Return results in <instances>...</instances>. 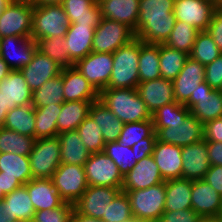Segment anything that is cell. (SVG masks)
<instances>
[{"mask_svg":"<svg viewBox=\"0 0 222 222\" xmlns=\"http://www.w3.org/2000/svg\"><path fill=\"white\" fill-rule=\"evenodd\" d=\"M35 108V138H53L58 135L57 119L62 104L46 105Z\"/></svg>","mask_w":222,"mask_h":222,"instance_id":"36","label":"cell"},{"mask_svg":"<svg viewBox=\"0 0 222 222\" xmlns=\"http://www.w3.org/2000/svg\"><path fill=\"white\" fill-rule=\"evenodd\" d=\"M99 99L124 124L151 119V113L137 89L106 87L99 93Z\"/></svg>","mask_w":222,"mask_h":222,"instance_id":"2","label":"cell"},{"mask_svg":"<svg viewBox=\"0 0 222 222\" xmlns=\"http://www.w3.org/2000/svg\"><path fill=\"white\" fill-rule=\"evenodd\" d=\"M175 0H140L135 37L144 43L164 44L175 26Z\"/></svg>","mask_w":222,"mask_h":222,"instance_id":"1","label":"cell"},{"mask_svg":"<svg viewBox=\"0 0 222 222\" xmlns=\"http://www.w3.org/2000/svg\"><path fill=\"white\" fill-rule=\"evenodd\" d=\"M94 101H64L57 119L58 134L77 130L80 123L89 115Z\"/></svg>","mask_w":222,"mask_h":222,"instance_id":"33","label":"cell"},{"mask_svg":"<svg viewBox=\"0 0 222 222\" xmlns=\"http://www.w3.org/2000/svg\"><path fill=\"white\" fill-rule=\"evenodd\" d=\"M36 50L37 44L31 37L10 36L0 38V57L11 70H20L27 66Z\"/></svg>","mask_w":222,"mask_h":222,"instance_id":"18","label":"cell"},{"mask_svg":"<svg viewBox=\"0 0 222 222\" xmlns=\"http://www.w3.org/2000/svg\"><path fill=\"white\" fill-rule=\"evenodd\" d=\"M34 4L31 1L12 0L0 15V38L31 37Z\"/></svg>","mask_w":222,"mask_h":222,"instance_id":"7","label":"cell"},{"mask_svg":"<svg viewBox=\"0 0 222 222\" xmlns=\"http://www.w3.org/2000/svg\"><path fill=\"white\" fill-rule=\"evenodd\" d=\"M157 140L184 147L204 139V124L193 114L185 120L174 122H153Z\"/></svg>","mask_w":222,"mask_h":222,"instance_id":"5","label":"cell"},{"mask_svg":"<svg viewBox=\"0 0 222 222\" xmlns=\"http://www.w3.org/2000/svg\"><path fill=\"white\" fill-rule=\"evenodd\" d=\"M0 172L3 176L16 177L23 185L33 179L29 156L0 153Z\"/></svg>","mask_w":222,"mask_h":222,"instance_id":"38","label":"cell"},{"mask_svg":"<svg viewBox=\"0 0 222 222\" xmlns=\"http://www.w3.org/2000/svg\"><path fill=\"white\" fill-rule=\"evenodd\" d=\"M74 66L100 93L109 83L113 68L112 53L90 52L86 57L77 61Z\"/></svg>","mask_w":222,"mask_h":222,"instance_id":"15","label":"cell"},{"mask_svg":"<svg viewBox=\"0 0 222 222\" xmlns=\"http://www.w3.org/2000/svg\"><path fill=\"white\" fill-rule=\"evenodd\" d=\"M12 222H29V221H26V220H14Z\"/></svg>","mask_w":222,"mask_h":222,"instance_id":"67","label":"cell"},{"mask_svg":"<svg viewBox=\"0 0 222 222\" xmlns=\"http://www.w3.org/2000/svg\"><path fill=\"white\" fill-rule=\"evenodd\" d=\"M205 81V66L188 57L178 76L172 81L175 101L185 104L191 93Z\"/></svg>","mask_w":222,"mask_h":222,"instance_id":"19","label":"cell"},{"mask_svg":"<svg viewBox=\"0 0 222 222\" xmlns=\"http://www.w3.org/2000/svg\"><path fill=\"white\" fill-rule=\"evenodd\" d=\"M74 206L64 202L55 209L36 211L33 220L36 222H71Z\"/></svg>","mask_w":222,"mask_h":222,"instance_id":"50","label":"cell"},{"mask_svg":"<svg viewBox=\"0 0 222 222\" xmlns=\"http://www.w3.org/2000/svg\"><path fill=\"white\" fill-rule=\"evenodd\" d=\"M204 140L206 142H222V117L204 124Z\"/></svg>","mask_w":222,"mask_h":222,"instance_id":"55","label":"cell"},{"mask_svg":"<svg viewBox=\"0 0 222 222\" xmlns=\"http://www.w3.org/2000/svg\"><path fill=\"white\" fill-rule=\"evenodd\" d=\"M21 186L23 184L16 177L3 176V173L0 172V200Z\"/></svg>","mask_w":222,"mask_h":222,"instance_id":"57","label":"cell"},{"mask_svg":"<svg viewBox=\"0 0 222 222\" xmlns=\"http://www.w3.org/2000/svg\"><path fill=\"white\" fill-rule=\"evenodd\" d=\"M61 5L70 23L96 28L102 20L97 0H63Z\"/></svg>","mask_w":222,"mask_h":222,"instance_id":"29","label":"cell"},{"mask_svg":"<svg viewBox=\"0 0 222 222\" xmlns=\"http://www.w3.org/2000/svg\"><path fill=\"white\" fill-rule=\"evenodd\" d=\"M3 204L7 207V215L12 221H29L34 217L35 209L24 185L5 195Z\"/></svg>","mask_w":222,"mask_h":222,"instance_id":"34","label":"cell"},{"mask_svg":"<svg viewBox=\"0 0 222 222\" xmlns=\"http://www.w3.org/2000/svg\"><path fill=\"white\" fill-rule=\"evenodd\" d=\"M201 123L222 117V91L212 89L205 81L184 104Z\"/></svg>","mask_w":222,"mask_h":222,"instance_id":"13","label":"cell"},{"mask_svg":"<svg viewBox=\"0 0 222 222\" xmlns=\"http://www.w3.org/2000/svg\"><path fill=\"white\" fill-rule=\"evenodd\" d=\"M221 54L222 52L216 46L212 37L206 33V31H201L197 34L189 57L206 66L213 62Z\"/></svg>","mask_w":222,"mask_h":222,"instance_id":"44","label":"cell"},{"mask_svg":"<svg viewBox=\"0 0 222 222\" xmlns=\"http://www.w3.org/2000/svg\"><path fill=\"white\" fill-rule=\"evenodd\" d=\"M10 71L11 69L8 64L0 57V81L5 78Z\"/></svg>","mask_w":222,"mask_h":222,"instance_id":"60","label":"cell"},{"mask_svg":"<svg viewBox=\"0 0 222 222\" xmlns=\"http://www.w3.org/2000/svg\"><path fill=\"white\" fill-rule=\"evenodd\" d=\"M102 18L118 21L137 32L140 0H97Z\"/></svg>","mask_w":222,"mask_h":222,"instance_id":"26","label":"cell"},{"mask_svg":"<svg viewBox=\"0 0 222 222\" xmlns=\"http://www.w3.org/2000/svg\"><path fill=\"white\" fill-rule=\"evenodd\" d=\"M63 0H35L34 5H56L62 4Z\"/></svg>","mask_w":222,"mask_h":222,"instance_id":"62","label":"cell"},{"mask_svg":"<svg viewBox=\"0 0 222 222\" xmlns=\"http://www.w3.org/2000/svg\"><path fill=\"white\" fill-rule=\"evenodd\" d=\"M159 69L162 78L173 81L184 66L189 57L183 51L172 49L165 44H159Z\"/></svg>","mask_w":222,"mask_h":222,"instance_id":"39","label":"cell"},{"mask_svg":"<svg viewBox=\"0 0 222 222\" xmlns=\"http://www.w3.org/2000/svg\"><path fill=\"white\" fill-rule=\"evenodd\" d=\"M215 1L216 3H218L220 6H222V0H213Z\"/></svg>","mask_w":222,"mask_h":222,"instance_id":"66","label":"cell"},{"mask_svg":"<svg viewBox=\"0 0 222 222\" xmlns=\"http://www.w3.org/2000/svg\"><path fill=\"white\" fill-rule=\"evenodd\" d=\"M219 6L213 0H175L173 13L176 21L191 24L201 32L206 31Z\"/></svg>","mask_w":222,"mask_h":222,"instance_id":"14","label":"cell"},{"mask_svg":"<svg viewBox=\"0 0 222 222\" xmlns=\"http://www.w3.org/2000/svg\"><path fill=\"white\" fill-rule=\"evenodd\" d=\"M70 21L61 4L34 5L31 38L65 37Z\"/></svg>","mask_w":222,"mask_h":222,"instance_id":"4","label":"cell"},{"mask_svg":"<svg viewBox=\"0 0 222 222\" xmlns=\"http://www.w3.org/2000/svg\"><path fill=\"white\" fill-rule=\"evenodd\" d=\"M27 188L35 212L55 209L65 201L54 187L52 179H32L24 185Z\"/></svg>","mask_w":222,"mask_h":222,"instance_id":"27","label":"cell"},{"mask_svg":"<svg viewBox=\"0 0 222 222\" xmlns=\"http://www.w3.org/2000/svg\"><path fill=\"white\" fill-rule=\"evenodd\" d=\"M64 102L62 71L56 77L47 80L37 90L32 92L31 105L44 107L48 104H62Z\"/></svg>","mask_w":222,"mask_h":222,"instance_id":"40","label":"cell"},{"mask_svg":"<svg viewBox=\"0 0 222 222\" xmlns=\"http://www.w3.org/2000/svg\"><path fill=\"white\" fill-rule=\"evenodd\" d=\"M190 110L182 103L173 102L159 107L151 114L152 122H174L185 120Z\"/></svg>","mask_w":222,"mask_h":222,"instance_id":"49","label":"cell"},{"mask_svg":"<svg viewBox=\"0 0 222 222\" xmlns=\"http://www.w3.org/2000/svg\"><path fill=\"white\" fill-rule=\"evenodd\" d=\"M103 152L113 160L123 176L137 163L132 147L120 144L118 141L106 143Z\"/></svg>","mask_w":222,"mask_h":222,"instance_id":"45","label":"cell"},{"mask_svg":"<svg viewBox=\"0 0 222 222\" xmlns=\"http://www.w3.org/2000/svg\"><path fill=\"white\" fill-rule=\"evenodd\" d=\"M12 2V0H0V15L2 11Z\"/></svg>","mask_w":222,"mask_h":222,"instance_id":"63","label":"cell"},{"mask_svg":"<svg viewBox=\"0 0 222 222\" xmlns=\"http://www.w3.org/2000/svg\"><path fill=\"white\" fill-rule=\"evenodd\" d=\"M203 222H222V220H204Z\"/></svg>","mask_w":222,"mask_h":222,"instance_id":"65","label":"cell"},{"mask_svg":"<svg viewBox=\"0 0 222 222\" xmlns=\"http://www.w3.org/2000/svg\"><path fill=\"white\" fill-rule=\"evenodd\" d=\"M126 192L135 222L160 219L166 200L165 182L145 189Z\"/></svg>","mask_w":222,"mask_h":222,"instance_id":"6","label":"cell"},{"mask_svg":"<svg viewBox=\"0 0 222 222\" xmlns=\"http://www.w3.org/2000/svg\"><path fill=\"white\" fill-rule=\"evenodd\" d=\"M51 179L60 197L71 204L81 198L88 188L85 169L81 165L61 163Z\"/></svg>","mask_w":222,"mask_h":222,"instance_id":"11","label":"cell"},{"mask_svg":"<svg viewBox=\"0 0 222 222\" xmlns=\"http://www.w3.org/2000/svg\"><path fill=\"white\" fill-rule=\"evenodd\" d=\"M140 41L139 38L135 37L112 53L113 68L108 88L137 89L140 82L138 72Z\"/></svg>","mask_w":222,"mask_h":222,"instance_id":"3","label":"cell"},{"mask_svg":"<svg viewBox=\"0 0 222 222\" xmlns=\"http://www.w3.org/2000/svg\"><path fill=\"white\" fill-rule=\"evenodd\" d=\"M4 128L25 136L35 137V108L32 105L16 106L9 110Z\"/></svg>","mask_w":222,"mask_h":222,"instance_id":"35","label":"cell"},{"mask_svg":"<svg viewBox=\"0 0 222 222\" xmlns=\"http://www.w3.org/2000/svg\"><path fill=\"white\" fill-rule=\"evenodd\" d=\"M122 187L88 186L74 204V211L87 217L102 219Z\"/></svg>","mask_w":222,"mask_h":222,"instance_id":"16","label":"cell"},{"mask_svg":"<svg viewBox=\"0 0 222 222\" xmlns=\"http://www.w3.org/2000/svg\"><path fill=\"white\" fill-rule=\"evenodd\" d=\"M159 44L140 41L139 51V80L140 82L162 77L159 69Z\"/></svg>","mask_w":222,"mask_h":222,"instance_id":"37","label":"cell"},{"mask_svg":"<svg viewBox=\"0 0 222 222\" xmlns=\"http://www.w3.org/2000/svg\"><path fill=\"white\" fill-rule=\"evenodd\" d=\"M154 132L155 131L152 119L125 123L123 124L118 142L128 147H132L141 139L150 137Z\"/></svg>","mask_w":222,"mask_h":222,"instance_id":"47","label":"cell"},{"mask_svg":"<svg viewBox=\"0 0 222 222\" xmlns=\"http://www.w3.org/2000/svg\"><path fill=\"white\" fill-rule=\"evenodd\" d=\"M102 220L104 222H135L126 192L121 190L115 196Z\"/></svg>","mask_w":222,"mask_h":222,"instance_id":"48","label":"cell"},{"mask_svg":"<svg viewBox=\"0 0 222 222\" xmlns=\"http://www.w3.org/2000/svg\"><path fill=\"white\" fill-rule=\"evenodd\" d=\"M37 50L47 55L62 68L73 67L74 63L69 58L64 37L42 38L36 41Z\"/></svg>","mask_w":222,"mask_h":222,"instance_id":"43","label":"cell"},{"mask_svg":"<svg viewBox=\"0 0 222 222\" xmlns=\"http://www.w3.org/2000/svg\"><path fill=\"white\" fill-rule=\"evenodd\" d=\"M143 222H162L161 219L147 220Z\"/></svg>","mask_w":222,"mask_h":222,"instance_id":"64","label":"cell"},{"mask_svg":"<svg viewBox=\"0 0 222 222\" xmlns=\"http://www.w3.org/2000/svg\"><path fill=\"white\" fill-rule=\"evenodd\" d=\"M182 178L189 180L203 179L210 168L207 142L202 139L182 147Z\"/></svg>","mask_w":222,"mask_h":222,"instance_id":"21","label":"cell"},{"mask_svg":"<svg viewBox=\"0 0 222 222\" xmlns=\"http://www.w3.org/2000/svg\"><path fill=\"white\" fill-rule=\"evenodd\" d=\"M203 179L222 196V166L211 165Z\"/></svg>","mask_w":222,"mask_h":222,"instance_id":"56","label":"cell"},{"mask_svg":"<svg viewBox=\"0 0 222 222\" xmlns=\"http://www.w3.org/2000/svg\"><path fill=\"white\" fill-rule=\"evenodd\" d=\"M77 131L80 139L90 153L103 152L105 141L103 139L101 128L88 115L78 126Z\"/></svg>","mask_w":222,"mask_h":222,"instance_id":"46","label":"cell"},{"mask_svg":"<svg viewBox=\"0 0 222 222\" xmlns=\"http://www.w3.org/2000/svg\"><path fill=\"white\" fill-rule=\"evenodd\" d=\"M36 138L25 136L6 128L0 129V153H14L29 156Z\"/></svg>","mask_w":222,"mask_h":222,"instance_id":"41","label":"cell"},{"mask_svg":"<svg viewBox=\"0 0 222 222\" xmlns=\"http://www.w3.org/2000/svg\"><path fill=\"white\" fill-rule=\"evenodd\" d=\"M210 165L222 166V142H207Z\"/></svg>","mask_w":222,"mask_h":222,"instance_id":"58","label":"cell"},{"mask_svg":"<svg viewBox=\"0 0 222 222\" xmlns=\"http://www.w3.org/2000/svg\"><path fill=\"white\" fill-rule=\"evenodd\" d=\"M162 222H203L204 220L192 209L164 212Z\"/></svg>","mask_w":222,"mask_h":222,"instance_id":"52","label":"cell"},{"mask_svg":"<svg viewBox=\"0 0 222 222\" xmlns=\"http://www.w3.org/2000/svg\"><path fill=\"white\" fill-rule=\"evenodd\" d=\"M6 208L3 204V199L0 200V222H12L11 218L7 215Z\"/></svg>","mask_w":222,"mask_h":222,"instance_id":"61","label":"cell"},{"mask_svg":"<svg viewBox=\"0 0 222 222\" xmlns=\"http://www.w3.org/2000/svg\"><path fill=\"white\" fill-rule=\"evenodd\" d=\"M135 38L134 31L123 23L102 18L95 28L92 51L97 53H114L122 45Z\"/></svg>","mask_w":222,"mask_h":222,"instance_id":"10","label":"cell"},{"mask_svg":"<svg viewBox=\"0 0 222 222\" xmlns=\"http://www.w3.org/2000/svg\"><path fill=\"white\" fill-rule=\"evenodd\" d=\"M71 222H104L102 219H96L87 217L82 214H78L75 211L72 213Z\"/></svg>","mask_w":222,"mask_h":222,"instance_id":"59","label":"cell"},{"mask_svg":"<svg viewBox=\"0 0 222 222\" xmlns=\"http://www.w3.org/2000/svg\"><path fill=\"white\" fill-rule=\"evenodd\" d=\"M89 115L101 128L105 144L118 141L124 123L100 99L92 102Z\"/></svg>","mask_w":222,"mask_h":222,"instance_id":"31","label":"cell"},{"mask_svg":"<svg viewBox=\"0 0 222 222\" xmlns=\"http://www.w3.org/2000/svg\"><path fill=\"white\" fill-rule=\"evenodd\" d=\"M33 179H50L61 164L60 142L57 137L36 139L29 154Z\"/></svg>","mask_w":222,"mask_h":222,"instance_id":"9","label":"cell"},{"mask_svg":"<svg viewBox=\"0 0 222 222\" xmlns=\"http://www.w3.org/2000/svg\"><path fill=\"white\" fill-rule=\"evenodd\" d=\"M64 101H97L99 93L75 66L62 68Z\"/></svg>","mask_w":222,"mask_h":222,"instance_id":"24","label":"cell"},{"mask_svg":"<svg viewBox=\"0 0 222 222\" xmlns=\"http://www.w3.org/2000/svg\"><path fill=\"white\" fill-rule=\"evenodd\" d=\"M95 28L90 25H77L70 23L69 30L64 39L69 58L75 64L92 52V42Z\"/></svg>","mask_w":222,"mask_h":222,"instance_id":"28","label":"cell"},{"mask_svg":"<svg viewBox=\"0 0 222 222\" xmlns=\"http://www.w3.org/2000/svg\"><path fill=\"white\" fill-rule=\"evenodd\" d=\"M32 91L20 70H11L0 81V129L4 128L9 110L16 106L31 105Z\"/></svg>","mask_w":222,"mask_h":222,"instance_id":"8","label":"cell"},{"mask_svg":"<svg viewBox=\"0 0 222 222\" xmlns=\"http://www.w3.org/2000/svg\"><path fill=\"white\" fill-rule=\"evenodd\" d=\"M199 32L191 24L176 21L170 36L164 44L169 48L177 49L190 55Z\"/></svg>","mask_w":222,"mask_h":222,"instance_id":"42","label":"cell"},{"mask_svg":"<svg viewBox=\"0 0 222 222\" xmlns=\"http://www.w3.org/2000/svg\"><path fill=\"white\" fill-rule=\"evenodd\" d=\"M206 33L212 37L216 46L222 52V6H219L213 14L210 25L206 29Z\"/></svg>","mask_w":222,"mask_h":222,"instance_id":"53","label":"cell"},{"mask_svg":"<svg viewBox=\"0 0 222 222\" xmlns=\"http://www.w3.org/2000/svg\"><path fill=\"white\" fill-rule=\"evenodd\" d=\"M20 71L33 92L47 80L61 74L62 67L47 55H43L36 50L31 62L27 66L22 67Z\"/></svg>","mask_w":222,"mask_h":222,"instance_id":"23","label":"cell"},{"mask_svg":"<svg viewBox=\"0 0 222 222\" xmlns=\"http://www.w3.org/2000/svg\"><path fill=\"white\" fill-rule=\"evenodd\" d=\"M165 182L152 155L139 160L123 178L122 191L149 188Z\"/></svg>","mask_w":222,"mask_h":222,"instance_id":"20","label":"cell"},{"mask_svg":"<svg viewBox=\"0 0 222 222\" xmlns=\"http://www.w3.org/2000/svg\"><path fill=\"white\" fill-rule=\"evenodd\" d=\"M88 186L122 187L124 176L104 152L91 153L84 164Z\"/></svg>","mask_w":222,"mask_h":222,"instance_id":"12","label":"cell"},{"mask_svg":"<svg viewBox=\"0 0 222 222\" xmlns=\"http://www.w3.org/2000/svg\"><path fill=\"white\" fill-rule=\"evenodd\" d=\"M192 180L185 178L165 181L166 200L164 212H173L191 208Z\"/></svg>","mask_w":222,"mask_h":222,"instance_id":"32","label":"cell"},{"mask_svg":"<svg viewBox=\"0 0 222 222\" xmlns=\"http://www.w3.org/2000/svg\"><path fill=\"white\" fill-rule=\"evenodd\" d=\"M191 208L203 220H222V196L204 179L192 180Z\"/></svg>","mask_w":222,"mask_h":222,"instance_id":"17","label":"cell"},{"mask_svg":"<svg viewBox=\"0 0 222 222\" xmlns=\"http://www.w3.org/2000/svg\"><path fill=\"white\" fill-rule=\"evenodd\" d=\"M205 82L212 89H222V54L205 66Z\"/></svg>","mask_w":222,"mask_h":222,"instance_id":"51","label":"cell"},{"mask_svg":"<svg viewBox=\"0 0 222 222\" xmlns=\"http://www.w3.org/2000/svg\"><path fill=\"white\" fill-rule=\"evenodd\" d=\"M60 157L63 164H75L84 166L91 155L80 139L77 130L59 133Z\"/></svg>","mask_w":222,"mask_h":222,"instance_id":"30","label":"cell"},{"mask_svg":"<svg viewBox=\"0 0 222 222\" xmlns=\"http://www.w3.org/2000/svg\"><path fill=\"white\" fill-rule=\"evenodd\" d=\"M137 91L151 114L159 107L175 102L173 82L162 77L139 82Z\"/></svg>","mask_w":222,"mask_h":222,"instance_id":"22","label":"cell"},{"mask_svg":"<svg viewBox=\"0 0 222 222\" xmlns=\"http://www.w3.org/2000/svg\"><path fill=\"white\" fill-rule=\"evenodd\" d=\"M29 222H36V221H35V220H33V219H30V220H29Z\"/></svg>","mask_w":222,"mask_h":222,"instance_id":"68","label":"cell"},{"mask_svg":"<svg viewBox=\"0 0 222 222\" xmlns=\"http://www.w3.org/2000/svg\"><path fill=\"white\" fill-rule=\"evenodd\" d=\"M157 134L154 132L150 137H146L138 141L132 146V151L136 154L137 162L142 158L152 155Z\"/></svg>","mask_w":222,"mask_h":222,"instance_id":"54","label":"cell"},{"mask_svg":"<svg viewBox=\"0 0 222 222\" xmlns=\"http://www.w3.org/2000/svg\"><path fill=\"white\" fill-rule=\"evenodd\" d=\"M182 147L156 140L152 157L163 180L182 178Z\"/></svg>","mask_w":222,"mask_h":222,"instance_id":"25","label":"cell"}]
</instances>
